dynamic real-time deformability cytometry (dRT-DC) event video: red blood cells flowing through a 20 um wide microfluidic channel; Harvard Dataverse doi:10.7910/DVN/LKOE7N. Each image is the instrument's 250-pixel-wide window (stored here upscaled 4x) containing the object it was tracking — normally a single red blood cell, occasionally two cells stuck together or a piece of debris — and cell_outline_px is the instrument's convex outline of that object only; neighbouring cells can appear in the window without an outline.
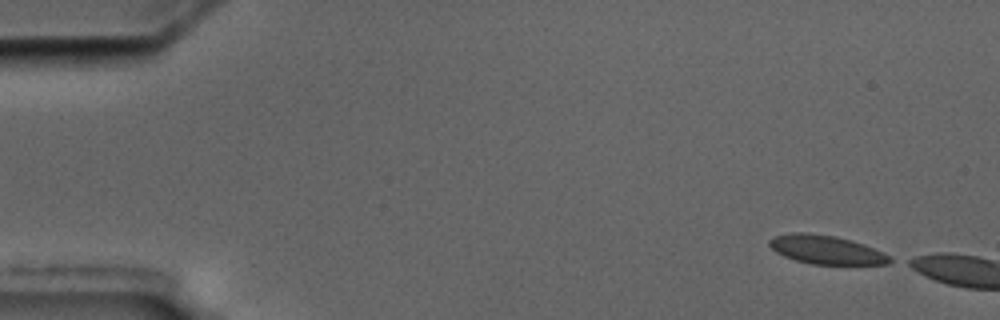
{"species": "common noctule bat (a hibernating species)", "species_latin": "Nyctalus noctula", "temperature_condition": "cold", "stored_images_in_passage": 7, "camera_frame_rate_fps": 3000, "um_per_image_px": 0.085, "animal": {"sex": "male", "body_mass_g": 17.5, "forearm_length_mm": 52.3}, "frame": {"image": 1, "passage_image": 1, "time_ms": 0.0, "image_size_px": [1000, 320], "cell_outline_px": [[896, 260], [888, 264], [812, 264], [796, 260], [784, 256], [776, 252], [768, 244], [768, 240], [772, 236], [792, 232], [808, 232], [836, 236], [852, 240], [864, 244]], "centroid_in_image_um": [70.18, 21.21], "position_along_channel_um": 14.8, "area_um2": 20.17}}
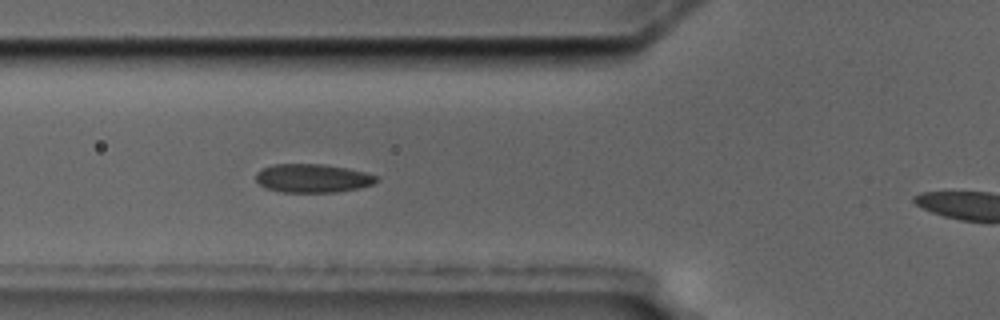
{"frame": {"image": 2, "passage_image": 6, "time_ms": 5.667, "image_size_px": [1000, 320], "cell_outline_px": [[376, 184], [360, 188], [336, 192], [284, 192], [264, 188], [256, 180], [256, 172], [272, 164], [324, 164], [348, 168], [364, 172], [376, 176]], "centroid_in_image_um": [26.57, 15.15], "position_along_channel_um": 99.2, "area_um2": 20.11}}